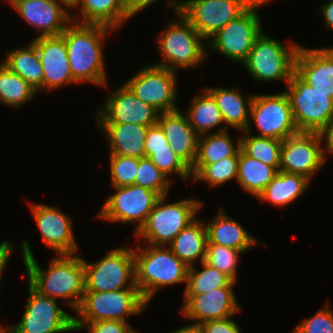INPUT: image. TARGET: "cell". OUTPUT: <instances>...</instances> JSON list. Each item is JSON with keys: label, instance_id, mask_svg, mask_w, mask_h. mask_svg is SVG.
Returning <instances> with one entry per match:
<instances>
[{"label": "cell", "instance_id": "cell-1", "mask_svg": "<svg viewBox=\"0 0 333 333\" xmlns=\"http://www.w3.org/2000/svg\"><path fill=\"white\" fill-rule=\"evenodd\" d=\"M21 246L28 283L40 294L52 299L69 298L71 301L67 300L66 305L77 311L85 292L83 258L76 254H59L45 271L34 258L28 241L25 240Z\"/></svg>", "mask_w": 333, "mask_h": 333}, {"label": "cell", "instance_id": "cell-2", "mask_svg": "<svg viewBox=\"0 0 333 333\" xmlns=\"http://www.w3.org/2000/svg\"><path fill=\"white\" fill-rule=\"evenodd\" d=\"M61 36L65 39L70 71L76 83L89 82L106 86L103 43L113 28L90 23H78L73 17Z\"/></svg>", "mask_w": 333, "mask_h": 333}, {"label": "cell", "instance_id": "cell-3", "mask_svg": "<svg viewBox=\"0 0 333 333\" xmlns=\"http://www.w3.org/2000/svg\"><path fill=\"white\" fill-rule=\"evenodd\" d=\"M134 261L135 283L148 304L160 288L187 283L189 267L169 247L136 246Z\"/></svg>", "mask_w": 333, "mask_h": 333}, {"label": "cell", "instance_id": "cell-4", "mask_svg": "<svg viewBox=\"0 0 333 333\" xmlns=\"http://www.w3.org/2000/svg\"><path fill=\"white\" fill-rule=\"evenodd\" d=\"M179 22L172 21L162 34L157 37L158 51L163 61L154 64L171 70L177 68L196 67L206 58L207 45L204 38L196 31L190 22L177 13Z\"/></svg>", "mask_w": 333, "mask_h": 333}, {"label": "cell", "instance_id": "cell-5", "mask_svg": "<svg viewBox=\"0 0 333 333\" xmlns=\"http://www.w3.org/2000/svg\"><path fill=\"white\" fill-rule=\"evenodd\" d=\"M300 46L293 42L284 45L262 32L254 41L244 67L256 81L288 84L295 72V57Z\"/></svg>", "mask_w": 333, "mask_h": 333}, {"label": "cell", "instance_id": "cell-6", "mask_svg": "<svg viewBox=\"0 0 333 333\" xmlns=\"http://www.w3.org/2000/svg\"><path fill=\"white\" fill-rule=\"evenodd\" d=\"M167 196H161L158 199L146 223L135 233L139 240L145 238L149 245L170 244L177 234L195 219L203 206L201 201L195 199H182L164 204Z\"/></svg>", "mask_w": 333, "mask_h": 333}, {"label": "cell", "instance_id": "cell-7", "mask_svg": "<svg viewBox=\"0 0 333 333\" xmlns=\"http://www.w3.org/2000/svg\"><path fill=\"white\" fill-rule=\"evenodd\" d=\"M147 304L138 288L107 292L85 291L76 311L81 317H74V323H90L98 320L127 322L126 318L129 315L140 314Z\"/></svg>", "mask_w": 333, "mask_h": 333}, {"label": "cell", "instance_id": "cell-8", "mask_svg": "<svg viewBox=\"0 0 333 333\" xmlns=\"http://www.w3.org/2000/svg\"><path fill=\"white\" fill-rule=\"evenodd\" d=\"M256 0H169L175 13H181L202 38L210 39L228 22L243 14Z\"/></svg>", "mask_w": 333, "mask_h": 333}, {"label": "cell", "instance_id": "cell-9", "mask_svg": "<svg viewBox=\"0 0 333 333\" xmlns=\"http://www.w3.org/2000/svg\"><path fill=\"white\" fill-rule=\"evenodd\" d=\"M272 0H256L243 14L212 35L207 47L234 62L244 63L254 41L263 32L257 9Z\"/></svg>", "mask_w": 333, "mask_h": 333}, {"label": "cell", "instance_id": "cell-10", "mask_svg": "<svg viewBox=\"0 0 333 333\" xmlns=\"http://www.w3.org/2000/svg\"><path fill=\"white\" fill-rule=\"evenodd\" d=\"M85 291L107 292L137 288L135 283L134 248L121 246L99 261L89 264L83 259Z\"/></svg>", "mask_w": 333, "mask_h": 333}, {"label": "cell", "instance_id": "cell-11", "mask_svg": "<svg viewBox=\"0 0 333 333\" xmlns=\"http://www.w3.org/2000/svg\"><path fill=\"white\" fill-rule=\"evenodd\" d=\"M285 91L299 132H318L333 117V99L306 83L296 72Z\"/></svg>", "mask_w": 333, "mask_h": 333}, {"label": "cell", "instance_id": "cell-12", "mask_svg": "<svg viewBox=\"0 0 333 333\" xmlns=\"http://www.w3.org/2000/svg\"><path fill=\"white\" fill-rule=\"evenodd\" d=\"M115 193L103 204L98 217L108 222H137L134 234L146 223L149 213L161 197L158 193L137 185L113 187Z\"/></svg>", "mask_w": 333, "mask_h": 333}, {"label": "cell", "instance_id": "cell-13", "mask_svg": "<svg viewBox=\"0 0 333 333\" xmlns=\"http://www.w3.org/2000/svg\"><path fill=\"white\" fill-rule=\"evenodd\" d=\"M28 301L12 333H65L75 331L74 317L61 310L57 300L40 294L28 283Z\"/></svg>", "mask_w": 333, "mask_h": 333}, {"label": "cell", "instance_id": "cell-14", "mask_svg": "<svg viewBox=\"0 0 333 333\" xmlns=\"http://www.w3.org/2000/svg\"><path fill=\"white\" fill-rule=\"evenodd\" d=\"M176 72L157 65L144 66L140 72L124 84L143 102L159 112L179 109L177 107Z\"/></svg>", "mask_w": 333, "mask_h": 333}, {"label": "cell", "instance_id": "cell-15", "mask_svg": "<svg viewBox=\"0 0 333 333\" xmlns=\"http://www.w3.org/2000/svg\"><path fill=\"white\" fill-rule=\"evenodd\" d=\"M254 121L260 135L279 140L299 133L287 93L254 95L250 119Z\"/></svg>", "mask_w": 333, "mask_h": 333}, {"label": "cell", "instance_id": "cell-16", "mask_svg": "<svg viewBox=\"0 0 333 333\" xmlns=\"http://www.w3.org/2000/svg\"><path fill=\"white\" fill-rule=\"evenodd\" d=\"M318 132H299L283 140L279 171L300 174L311 181L326 158Z\"/></svg>", "mask_w": 333, "mask_h": 333}, {"label": "cell", "instance_id": "cell-17", "mask_svg": "<svg viewBox=\"0 0 333 333\" xmlns=\"http://www.w3.org/2000/svg\"><path fill=\"white\" fill-rule=\"evenodd\" d=\"M96 112L97 123H135L144 126L157 124L159 111L137 98L125 85L107 96Z\"/></svg>", "mask_w": 333, "mask_h": 333}, {"label": "cell", "instance_id": "cell-18", "mask_svg": "<svg viewBox=\"0 0 333 333\" xmlns=\"http://www.w3.org/2000/svg\"><path fill=\"white\" fill-rule=\"evenodd\" d=\"M182 315L187 319H195L191 326H199L205 321L221 320L233 315L240 308L233 287H220L203 294H184Z\"/></svg>", "mask_w": 333, "mask_h": 333}, {"label": "cell", "instance_id": "cell-19", "mask_svg": "<svg viewBox=\"0 0 333 333\" xmlns=\"http://www.w3.org/2000/svg\"><path fill=\"white\" fill-rule=\"evenodd\" d=\"M10 6L32 27L37 37L58 36L72 21L71 13L58 0H8Z\"/></svg>", "mask_w": 333, "mask_h": 333}, {"label": "cell", "instance_id": "cell-20", "mask_svg": "<svg viewBox=\"0 0 333 333\" xmlns=\"http://www.w3.org/2000/svg\"><path fill=\"white\" fill-rule=\"evenodd\" d=\"M29 205L45 246L52 248L57 254H75L78 246L70 217L49 205Z\"/></svg>", "mask_w": 333, "mask_h": 333}, {"label": "cell", "instance_id": "cell-21", "mask_svg": "<svg viewBox=\"0 0 333 333\" xmlns=\"http://www.w3.org/2000/svg\"><path fill=\"white\" fill-rule=\"evenodd\" d=\"M32 42L43 69V90L50 92L63 84H76L70 71L67 45L61 35L36 37Z\"/></svg>", "mask_w": 333, "mask_h": 333}, {"label": "cell", "instance_id": "cell-22", "mask_svg": "<svg viewBox=\"0 0 333 333\" xmlns=\"http://www.w3.org/2000/svg\"><path fill=\"white\" fill-rule=\"evenodd\" d=\"M295 72L312 88L333 99V47L307 49L300 46Z\"/></svg>", "mask_w": 333, "mask_h": 333}, {"label": "cell", "instance_id": "cell-23", "mask_svg": "<svg viewBox=\"0 0 333 333\" xmlns=\"http://www.w3.org/2000/svg\"><path fill=\"white\" fill-rule=\"evenodd\" d=\"M157 124L163 130L171 149L191 169L198 151L199 135L179 109L160 112Z\"/></svg>", "mask_w": 333, "mask_h": 333}, {"label": "cell", "instance_id": "cell-24", "mask_svg": "<svg viewBox=\"0 0 333 333\" xmlns=\"http://www.w3.org/2000/svg\"><path fill=\"white\" fill-rule=\"evenodd\" d=\"M110 143V154L145 157V138L149 126L135 123H97Z\"/></svg>", "mask_w": 333, "mask_h": 333}, {"label": "cell", "instance_id": "cell-25", "mask_svg": "<svg viewBox=\"0 0 333 333\" xmlns=\"http://www.w3.org/2000/svg\"><path fill=\"white\" fill-rule=\"evenodd\" d=\"M205 226L207 244L226 246L245 253L251 246L259 243L246 229L224 213L222 206L217 216L205 223Z\"/></svg>", "mask_w": 333, "mask_h": 333}, {"label": "cell", "instance_id": "cell-26", "mask_svg": "<svg viewBox=\"0 0 333 333\" xmlns=\"http://www.w3.org/2000/svg\"><path fill=\"white\" fill-rule=\"evenodd\" d=\"M206 90L214 97L227 129L228 126L241 132L250 129V108L254 95L248 96L245 100L235 88L216 87Z\"/></svg>", "mask_w": 333, "mask_h": 333}, {"label": "cell", "instance_id": "cell-27", "mask_svg": "<svg viewBox=\"0 0 333 333\" xmlns=\"http://www.w3.org/2000/svg\"><path fill=\"white\" fill-rule=\"evenodd\" d=\"M240 149L241 138L238 137L236 145H234L226 127L199 136L197 157L191 168V178H193L205 165L215 163L223 158L234 156Z\"/></svg>", "mask_w": 333, "mask_h": 333}, {"label": "cell", "instance_id": "cell-28", "mask_svg": "<svg viewBox=\"0 0 333 333\" xmlns=\"http://www.w3.org/2000/svg\"><path fill=\"white\" fill-rule=\"evenodd\" d=\"M207 231L205 223L195 218L167 246L188 267L200 259H205Z\"/></svg>", "mask_w": 333, "mask_h": 333}, {"label": "cell", "instance_id": "cell-29", "mask_svg": "<svg viewBox=\"0 0 333 333\" xmlns=\"http://www.w3.org/2000/svg\"><path fill=\"white\" fill-rule=\"evenodd\" d=\"M78 7L83 18L78 23L101 24L116 30L130 19L125 0H81Z\"/></svg>", "mask_w": 333, "mask_h": 333}, {"label": "cell", "instance_id": "cell-30", "mask_svg": "<svg viewBox=\"0 0 333 333\" xmlns=\"http://www.w3.org/2000/svg\"><path fill=\"white\" fill-rule=\"evenodd\" d=\"M309 184L310 180L303 175L278 171L258 198L274 206L284 207L304 194Z\"/></svg>", "mask_w": 333, "mask_h": 333}, {"label": "cell", "instance_id": "cell-31", "mask_svg": "<svg viewBox=\"0 0 333 333\" xmlns=\"http://www.w3.org/2000/svg\"><path fill=\"white\" fill-rule=\"evenodd\" d=\"M277 173L276 168L250 157L242 149L239 150L237 181L246 192L258 198Z\"/></svg>", "mask_w": 333, "mask_h": 333}, {"label": "cell", "instance_id": "cell-32", "mask_svg": "<svg viewBox=\"0 0 333 333\" xmlns=\"http://www.w3.org/2000/svg\"><path fill=\"white\" fill-rule=\"evenodd\" d=\"M3 64L13 73L20 75L37 92L43 89V69L33 42L25 48L12 49Z\"/></svg>", "mask_w": 333, "mask_h": 333}, {"label": "cell", "instance_id": "cell-33", "mask_svg": "<svg viewBox=\"0 0 333 333\" xmlns=\"http://www.w3.org/2000/svg\"><path fill=\"white\" fill-rule=\"evenodd\" d=\"M197 94L188 108L186 117L199 136L209 134V131L224 123L214 97L206 90Z\"/></svg>", "mask_w": 333, "mask_h": 333}, {"label": "cell", "instance_id": "cell-34", "mask_svg": "<svg viewBox=\"0 0 333 333\" xmlns=\"http://www.w3.org/2000/svg\"><path fill=\"white\" fill-rule=\"evenodd\" d=\"M37 91L20 75L13 73L5 64L0 67V103L19 108Z\"/></svg>", "mask_w": 333, "mask_h": 333}, {"label": "cell", "instance_id": "cell-35", "mask_svg": "<svg viewBox=\"0 0 333 333\" xmlns=\"http://www.w3.org/2000/svg\"><path fill=\"white\" fill-rule=\"evenodd\" d=\"M242 132L248 134V136L243 135L240 137L241 149L250 157L272 166L279 171L283 141L272 137L251 136L249 129Z\"/></svg>", "mask_w": 333, "mask_h": 333}, {"label": "cell", "instance_id": "cell-36", "mask_svg": "<svg viewBox=\"0 0 333 333\" xmlns=\"http://www.w3.org/2000/svg\"><path fill=\"white\" fill-rule=\"evenodd\" d=\"M200 272L194 266L189 267L184 294H203L220 287H233V282L227 275L206 262L201 263Z\"/></svg>", "mask_w": 333, "mask_h": 333}, {"label": "cell", "instance_id": "cell-37", "mask_svg": "<svg viewBox=\"0 0 333 333\" xmlns=\"http://www.w3.org/2000/svg\"><path fill=\"white\" fill-rule=\"evenodd\" d=\"M239 151L215 163L205 165L192 179L205 181L210 186H218L236 179L238 174Z\"/></svg>", "mask_w": 333, "mask_h": 333}, {"label": "cell", "instance_id": "cell-38", "mask_svg": "<svg viewBox=\"0 0 333 333\" xmlns=\"http://www.w3.org/2000/svg\"><path fill=\"white\" fill-rule=\"evenodd\" d=\"M134 185L141 186L158 193L168 195L172 181L149 158H138Z\"/></svg>", "mask_w": 333, "mask_h": 333}, {"label": "cell", "instance_id": "cell-39", "mask_svg": "<svg viewBox=\"0 0 333 333\" xmlns=\"http://www.w3.org/2000/svg\"><path fill=\"white\" fill-rule=\"evenodd\" d=\"M242 251L217 244H207L204 262L217 268L233 282L237 281L238 257Z\"/></svg>", "mask_w": 333, "mask_h": 333}, {"label": "cell", "instance_id": "cell-40", "mask_svg": "<svg viewBox=\"0 0 333 333\" xmlns=\"http://www.w3.org/2000/svg\"><path fill=\"white\" fill-rule=\"evenodd\" d=\"M145 157L149 158L168 178L173 172L184 180L191 176V169L169 144L168 148L145 149Z\"/></svg>", "mask_w": 333, "mask_h": 333}, {"label": "cell", "instance_id": "cell-41", "mask_svg": "<svg viewBox=\"0 0 333 333\" xmlns=\"http://www.w3.org/2000/svg\"><path fill=\"white\" fill-rule=\"evenodd\" d=\"M111 185L120 187L133 185L138 168V158L110 154Z\"/></svg>", "mask_w": 333, "mask_h": 333}, {"label": "cell", "instance_id": "cell-42", "mask_svg": "<svg viewBox=\"0 0 333 333\" xmlns=\"http://www.w3.org/2000/svg\"><path fill=\"white\" fill-rule=\"evenodd\" d=\"M292 333H333V312L325 305L314 316L306 318Z\"/></svg>", "mask_w": 333, "mask_h": 333}, {"label": "cell", "instance_id": "cell-43", "mask_svg": "<svg viewBox=\"0 0 333 333\" xmlns=\"http://www.w3.org/2000/svg\"><path fill=\"white\" fill-rule=\"evenodd\" d=\"M75 331L86 328L89 333H130L133 328L128 322L117 320H98L90 323H74Z\"/></svg>", "mask_w": 333, "mask_h": 333}, {"label": "cell", "instance_id": "cell-44", "mask_svg": "<svg viewBox=\"0 0 333 333\" xmlns=\"http://www.w3.org/2000/svg\"><path fill=\"white\" fill-rule=\"evenodd\" d=\"M230 318L205 321L197 327L201 333H241L237 323Z\"/></svg>", "mask_w": 333, "mask_h": 333}, {"label": "cell", "instance_id": "cell-45", "mask_svg": "<svg viewBox=\"0 0 333 333\" xmlns=\"http://www.w3.org/2000/svg\"><path fill=\"white\" fill-rule=\"evenodd\" d=\"M160 148H168V141L161 127L156 124L148 127L145 138V149Z\"/></svg>", "mask_w": 333, "mask_h": 333}, {"label": "cell", "instance_id": "cell-46", "mask_svg": "<svg viewBox=\"0 0 333 333\" xmlns=\"http://www.w3.org/2000/svg\"><path fill=\"white\" fill-rule=\"evenodd\" d=\"M318 134L321 141L325 139L326 145L322 148V151L326 158L327 154L325 155V153H333V117L318 131Z\"/></svg>", "mask_w": 333, "mask_h": 333}, {"label": "cell", "instance_id": "cell-47", "mask_svg": "<svg viewBox=\"0 0 333 333\" xmlns=\"http://www.w3.org/2000/svg\"><path fill=\"white\" fill-rule=\"evenodd\" d=\"M155 1L156 0H125L128 17L132 18L136 16L135 14L149 7Z\"/></svg>", "mask_w": 333, "mask_h": 333}, {"label": "cell", "instance_id": "cell-48", "mask_svg": "<svg viewBox=\"0 0 333 333\" xmlns=\"http://www.w3.org/2000/svg\"><path fill=\"white\" fill-rule=\"evenodd\" d=\"M12 248L14 249L12 243H10L8 240H5V247L0 251V281L2 272L7 265L8 260L10 259V255L12 254Z\"/></svg>", "mask_w": 333, "mask_h": 333}, {"label": "cell", "instance_id": "cell-49", "mask_svg": "<svg viewBox=\"0 0 333 333\" xmlns=\"http://www.w3.org/2000/svg\"><path fill=\"white\" fill-rule=\"evenodd\" d=\"M327 4L321 6V13L325 20L327 28H333V0H329Z\"/></svg>", "mask_w": 333, "mask_h": 333}, {"label": "cell", "instance_id": "cell-50", "mask_svg": "<svg viewBox=\"0 0 333 333\" xmlns=\"http://www.w3.org/2000/svg\"><path fill=\"white\" fill-rule=\"evenodd\" d=\"M169 333H201L198 327L187 325Z\"/></svg>", "mask_w": 333, "mask_h": 333}, {"label": "cell", "instance_id": "cell-51", "mask_svg": "<svg viewBox=\"0 0 333 333\" xmlns=\"http://www.w3.org/2000/svg\"><path fill=\"white\" fill-rule=\"evenodd\" d=\"M58 1H60L65 7H67V9L68 8L76 9L81 0H58Z\"/></svg>", "mask_w": 333, "mask_h": 333}, {"label": "cell", "instance_id": "cell-52", "mask_svg": "<svg viewBox=\"0 0 333 333\" xmlns=\"http://www.w3.org/2000/svg\"><path fill=\"white\" fill-rule=\"evenodd\" d=\"M0 333H12V332H11V326H9V327L6 328V329H5V327H4V329H3L2 325H0Z\"/></svg>", "mask_w": 333, "mask_h": 333}, {"label": "cell", "instance_id": "cell-53", "mask_svg": "<svg viewBox=\"0 0 333 333\" xmlns=\"http://www.w3.org/2000/svg\"><path fill=\"white\" fill-rule=\"evenodd\" d=\"M5 247V241H2L0 244V251Z\"/></svg>", "mask_w": 333, "mask_h": 333}, {"label": "cell", "instance_id": "cell-54", "mask_svg": "<svg viewBox=\"0 0 333 333\" xmlns=\"http://www.w3.org/2000/svg\"><path fill=\"white\" fill-rule=\"evenodd\" d=\"M130 333H137V331H135V329H133Z\"/></svg>", "mask_w": 333, "mask_h": 333}]
</instances>
